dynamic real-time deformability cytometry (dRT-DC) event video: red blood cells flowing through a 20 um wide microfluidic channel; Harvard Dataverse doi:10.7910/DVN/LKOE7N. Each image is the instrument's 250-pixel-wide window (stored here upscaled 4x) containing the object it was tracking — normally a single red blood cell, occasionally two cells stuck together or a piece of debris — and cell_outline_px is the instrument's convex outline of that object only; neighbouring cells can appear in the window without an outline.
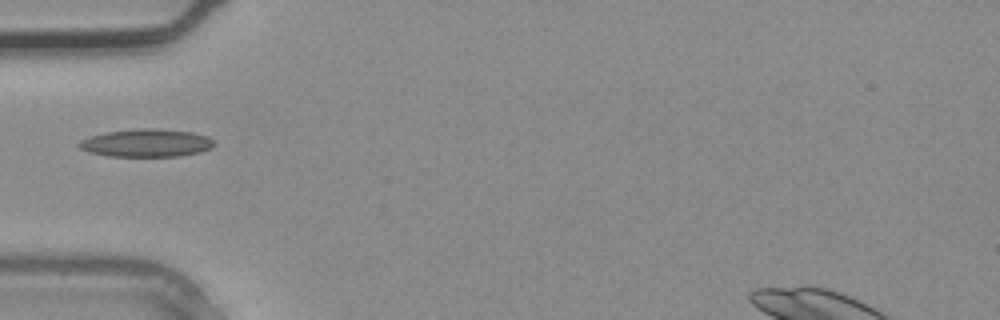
{"species": "common noctule bat (a hibernating species)", "species_latin": "Nyctalus noctula", "temperature_condition": "warm", "stored_images_in_passage": 3, "camera_frame_rate_fps": 3000, "um_per_image_px": 0.085, "animal": {"sex": "male", "body_mass_g": 20.4}, "frame": {"image": 1, "passage_image": 3, "time_ms": 0.667, "image_size_px": [1000, 320], "cell_outline_px": [[216, 144], [212, 148], [200, 152], [180, 156], [108, 156], [92, 152], [80, 148], [76, 144], [80, 140], [92, 136], [108, 132], [144, 128], [156, 128], [192, 132], [208, 136]], "centroid_in_image_um": [12.49, 12.15], "position_along_channel_um": 72.5, "area_um2": 21.79}}